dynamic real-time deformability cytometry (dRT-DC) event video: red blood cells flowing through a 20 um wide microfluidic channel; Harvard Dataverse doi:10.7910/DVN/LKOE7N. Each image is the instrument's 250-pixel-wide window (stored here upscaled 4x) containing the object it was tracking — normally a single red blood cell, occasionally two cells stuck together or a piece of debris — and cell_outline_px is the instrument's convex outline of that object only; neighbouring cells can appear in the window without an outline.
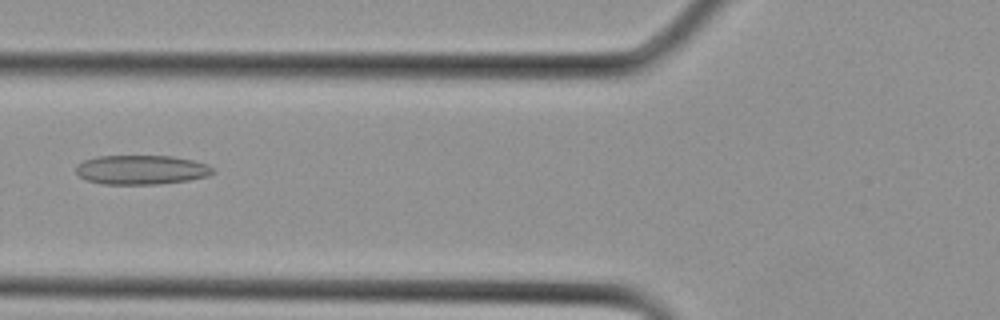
{"species": "Egyptian fruit bat (a non-hibernating species)", "species_latin": "Rousettus aegyptiacus", "temperature_condition": "cold", "stored_images_in_passage": 29, "camera_frame_rate_fps": 3000, "um_per_image_px": 0.085, "animal": {"sex": "female"}, "frame": {"image": 1, "passage_image": 11, "time_ms": 3.333, "image_size_px": [1000, 320], "cell_outline_px": [[216, 172], [208, 176], [188, 180], [156, 184], [104, 184], [88, 180], [80, 176], [76, 172], [76, 164], [84, 160], [96, 156], [172, 156], [192, 160], [208, 164], [216, 168]], "centroid_in_image_um": [12.05, 14.42], "position_along_channel_um": 113.8, "area_um2": 23.47}}
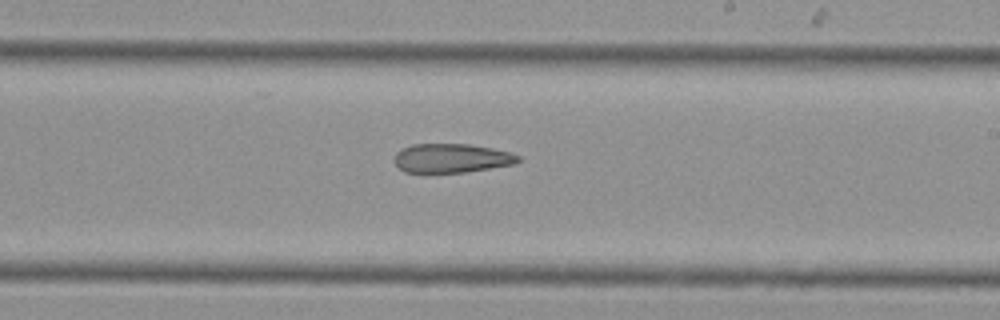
{"frame": {"image": 2, "passage_image": 17, "time_ms": 5.333, "image_size_px": [1000, 320], "cell_outline_px": [[520, 160], [516, 164], [464, 172], [404, 172], [396, 164], [396, 152], [400, 148], [412, 144], [468, 144], [492, 148], [508, 152], [520, 156]], "centroid_in_image_um": [38.39, 13.44], "position_along_channel_um": 250.6, "area_um2": 20.81}}
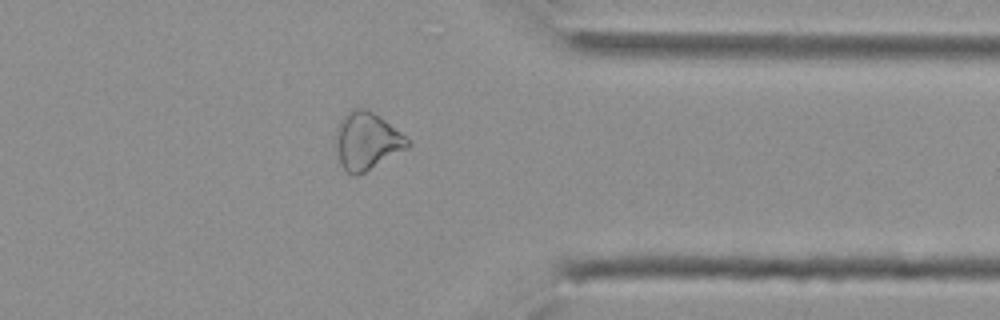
{"frame": {"image": 3, "passage_image": 23, "time_ms": 7.333, "image_size_px": [1000, 320], "cell_outline_px": [[412, 144], [408, 148], [364, 172], [356, 176], [352, 176], [344, 168], [340, 160], [336, 148], [336, 128], [340, 120], [352, 108], [364, 108], [372, 112], [384, 120], [400, 132]], "centroid_in_image_um": [31.17, 11.98], "position_along_channel_um": 380.2, "area_um2": 23.58}}